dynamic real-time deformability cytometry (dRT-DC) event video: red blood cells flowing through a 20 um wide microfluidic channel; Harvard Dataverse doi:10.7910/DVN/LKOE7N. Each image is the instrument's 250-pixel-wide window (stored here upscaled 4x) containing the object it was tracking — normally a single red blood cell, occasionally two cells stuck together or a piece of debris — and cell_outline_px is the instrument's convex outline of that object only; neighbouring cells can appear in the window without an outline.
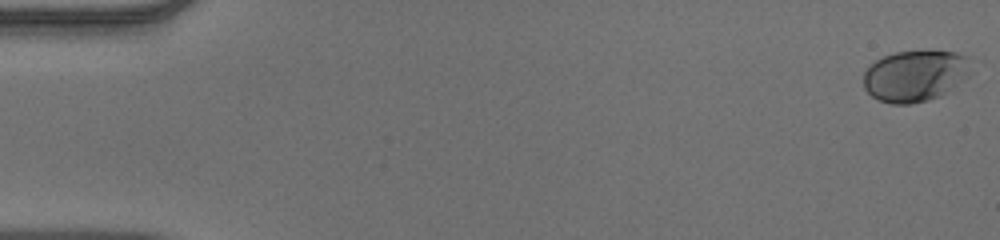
{"species": "human", "species_latin": "Homo sapiens", "temperature_condition": "warm", "stored_images_in_passage": 54, "camera_frame_rate_fps": 3000, "um_per_image_px": 0.085, "donor": {"sex": "male"}, "frame": {"image": 1, "passage_image": 1, "time_ms": 0.0, "image_size_px": [1000, 240], "cell_outline_px": [[980, 60], [968, 76], [940, 96], [928, 100], [908, 104], [892, 104], [880, 100], [872, 96], [864, 88], [864, 72], [868, 64], [884, 56], [896, 52], [956, 52]], "centroid_in_image_um": [77.86, 6.42], "position_along_channel_um": 7.1, "area_um2": 32.54}}
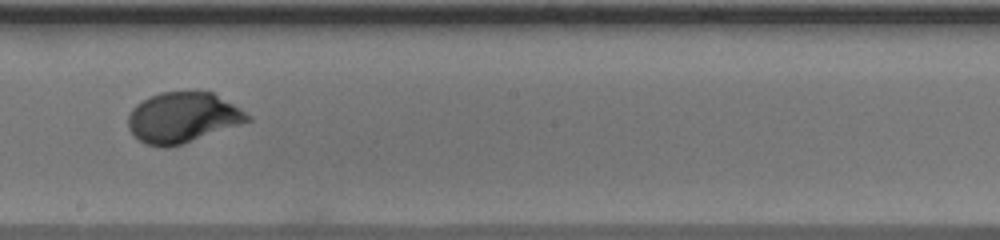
{"frame": {"image": 2, "passage_image": 31, "time_ms": 10.0, "image_size_px": [1000, 240], "cell_outline_px": [[252, 120], [168, 148], [164, 148], [144, 144], [128, 128], [128, 116], [132, 108], [136, 104], [160, 92], [212, 92], [240, 108], [252, 116]], "centroid_in_image_um": [15.52, 9.99], "position_along_channel_um": 232.7, "area_um2": 34.62}}
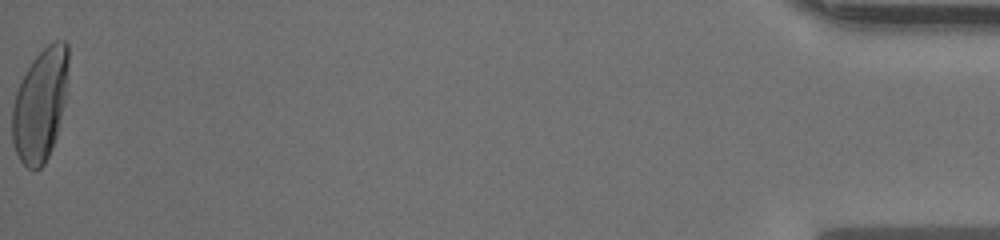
{"frame": {"image": 3, "passage_image": 54, "time_ms": 17.667, "image_size_px": [1000, 240], "cell_outline_px": [[68, 64], [64, 104], [56, 136], [52, 148], [44, 164], [36, 172], [32, 172], [20, 160], [16, 152], [12, 140], [12, 108], [16, 92], [32, 60], [48, 44], [56, 40], [64, 40], [68, 44]], "centroid_in_image_um": [3.41, 8.94], "position_along_channel_um": 431.8, "area_um2": 36.65}, "authors_computed_cell_mechanics": {"area_um2": 34.2176, "velocity_mm_per_s": 3.8856, "shape_relaxation_time_tau1_ms": 3.6122, "shape_relaxation_time_tau2_ms": null, "deformation_change_tau1": 0.176, "deformation_change_tau2": null}}